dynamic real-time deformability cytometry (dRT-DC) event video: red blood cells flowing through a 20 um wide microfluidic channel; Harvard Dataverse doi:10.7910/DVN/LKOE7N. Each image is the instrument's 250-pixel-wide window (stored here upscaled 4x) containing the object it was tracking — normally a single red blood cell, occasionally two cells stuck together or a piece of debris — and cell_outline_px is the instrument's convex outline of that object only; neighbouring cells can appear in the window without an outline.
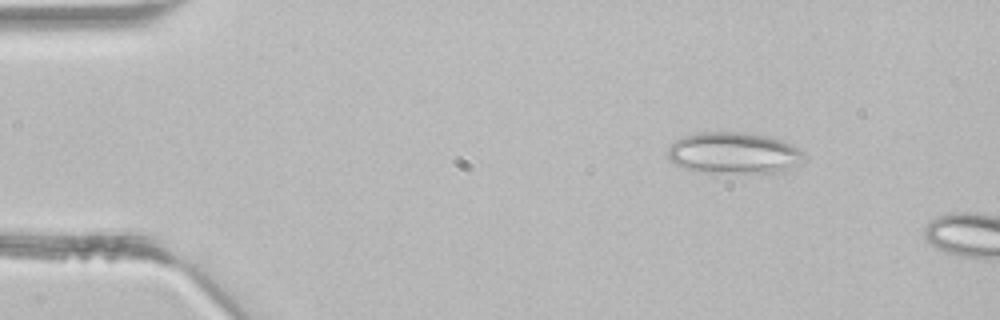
{"species": "common noctule bat (a hibernating species)", "species_latin": "Nyctalus noctula", "temperature_condition": "room temperature", "stored_images_in_passage": 2, "camera_frame_rate_fps": 3000, "um_per_image_px": 0.085, "animal": {"sex": "male", "body_mass_g": 21.5, "forearm_length_mm": 52.0}, "frame": {"image": 1, "passage_image": 1, "time_ms": 0.0, "image_size_px": [1000, 320], "cell_outline_px": [[804, 152], [784, 172], [700, 172], [684, 168], [676, 164], [664, 152], [676, 140], [684, 136], [700, 132], [744, 132], [784, 140], [792, 144]], "centroid_in_image_um": [62.29, 12.99], "position_along_channel_um": 22.7, "area_um2": 32.31}}